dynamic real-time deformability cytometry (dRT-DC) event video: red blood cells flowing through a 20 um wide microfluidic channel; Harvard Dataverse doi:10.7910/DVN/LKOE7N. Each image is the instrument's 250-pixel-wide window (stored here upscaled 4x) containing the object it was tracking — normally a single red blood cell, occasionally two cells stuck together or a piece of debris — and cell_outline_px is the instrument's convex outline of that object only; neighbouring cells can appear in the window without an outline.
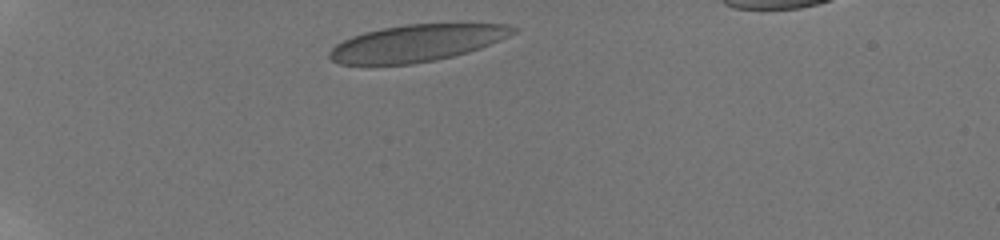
{"species": "human", "species_latin": "Homo sapiens", "temperature_condition": "room temperature", "stored_images_in_passage": 36, "camera_frame_rate_fps": 3000, "um_per_image_px": 0.085, "donor": {"sex": "male"}, "frame": {"image": 1, "passage_image": 1, "time_ms": 0.0, "image_size_px": [1000, 240], "cell_outline_px": [[520, 28], [516, 32], [500, 40], [480, 48], [468, 52], [436, 60], [412, 64], [340, 64], [332, 60], [328, 56], [328, 52], [336, 44], [352, 36], [364, 32], [404, 24], [508, 24]], "centroid_in_image_um": [35.44, 3.66], "position_along_channel_um": 49.6, "area_um2": 39.25}}
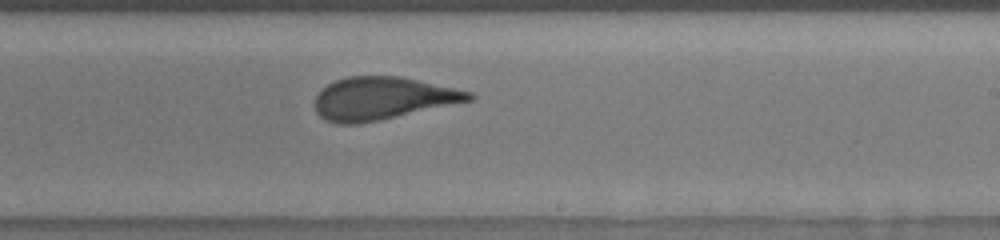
{"frame": {"image": 2, "passage_image": 21, "time_ms": 6.667, "image_size_px": [1000, 240], "cell_outline_px": [[476, 96], [472, 100], [376, 120], [356, 124], [340, 124], [328, 120], [320, 116], [316, 112], [316, 96], [320, 88], [336, 80], [348, 76], [400, 76], [472, 92]], "centroid_in_image_um": [32.48, 8.34], "position_along_channel_um": 256.5, "area_um2": 37.69}}
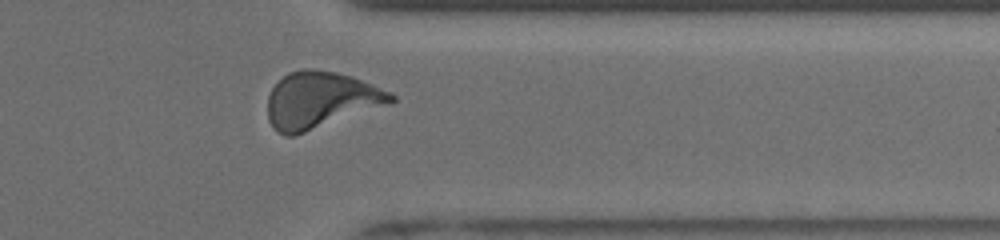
{"frame": {"image": 3, "passage_image": 31, "time_ms": 10.0, "image_size_px": [1000, 240], "cell_outline_px": [[396, 100], [304, 132], [292, 136], [284, 136], [276, 132], [268, 120], [268, 96], [272, 88], [288, 72], [304, 68], [308, 68], [336, 72], [352, 76], [388, 92], [396, 96]], "centroid_in_image_um": [27.16, 8.49], "position_along_channel_um": 384.2, "area_um2": 39.65}, "authors_computed_cell_mechanics": {"area_um2": 38.7838, "velocity_mm_per_s": 3.8451, "shape_relaxation_time_tau1_ms": 7.2043, "shape_relaxation_time_tau2_ms": 0.6641, "deformation_change_tau1": 0.2107, "deformation_change_tau2": 0.0646}}